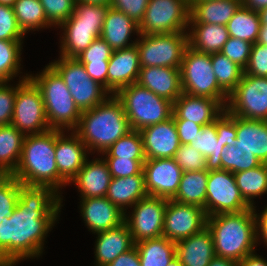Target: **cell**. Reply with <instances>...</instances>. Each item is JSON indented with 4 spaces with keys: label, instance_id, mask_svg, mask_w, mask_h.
Instances as JSON below:
<instances>
[{
    "label": "cell",
    "instance_id": "cell-1",
    "mask_svg": "<svg viewBox=\"0 0 267 266\" xmlns=\"http://www.w3.org/2000/svg\"><path fill=\"white\" fill-rule=\"evenodd\" d=\"M61 200L51 187L20 183L17 206L0 225V260L18 263L40 256L45 236L59 217Z\"/></svg>",
    "mask_w": 267,
    "mask_h": 266
},
{
    "label": "cell",
    "instance_id": "cell-2",
    "mask_svg": "<svg viewBox=\"0 0 267 266\" xmlns=\"http://www.w3.org/2000/svg\"><path fill=\"white\" fill-rule=\"evenodd\" d=\"M90 153H103L131 131L121 101L110 95L92 109L81 112L77 127L73 130Z\"/></svg>",
    "mask_w": 267,
    "mask_h": 266
},
{
    "label": "cell",
    "instance_id": "cell-3",
    "mask_svg": "<svg viewBox=\"0 0 267 266\" xmlns=\"http://www.w3.org/2000/svg\"><path fill=\"white\" fill-rule=\"evenodd\" d=\"M56 129L26 135L19 164L12 174L21 184L47 186L57 193L60 174L55 161Z\"/></svg>",
    "mask_w": 267,
    "mask_h": 266
},
{
    "label": "cell",
    "instance_id": "cell-4",
    "mask_svg": "<svg viewBox=\"0 0 267 266\" xmlns=\"http://www.w3.org/2000/svg\"><path fill=\"white\" fill-rule=\"evenodd\" d=\"M206 227L211 232L216 256L239 262L255 253L256 223L252 208L208 216Z\"/></svg>",
    "mask_w": 267,
    "mask_h": 266
},
{
    "label": "cell",
    "instance_id": "cell-5",
    "mask_svg": "<svg viewBox=\"0 0 267 266\" xmlns=\"http://www.w3.org/2000/svg\"><path fill=\"white\" fill-rule=\"evenodd\" d=\"M29 78L41 91L50 129L74 130L81 111L59 73L49 64L41 73L35 76L29 74Z\"/></svg>",
    "mask_w": 267,
    "mask_h": 266
},
{
    "label": "cell",
    "instance_id": "cell-6",
    "mask_svg": "<svg viewBox=\"0 0 267 266\" xmlns=\"http://www.w3.org/2000/svg\"><path fill=\"white\" fill-rule=\"evenodd\" d=\"M109 7L76 1L73 14L60 25L64 30L60 56L76 58L100 37Z\"/></svg>",
    "mask_w": 267,
    "mask_h": 266
},
{
    "label": "cell",
    "instance_id": "cell-7",
    "mask_svg": "<svg viewBox=\"0 0 267 266\" xmlns=\"http://www.w3.org/2000/svg\"><path fill=\"white\" fill-rule=\"evenodd\" d=\"M115 96L123 105L131 130L140 131L153 124L165 122L173 115V102L138 83L123 87Z\"/></svg>",
    "mask_w": 267,
    "mask_h": 266
},
{
    "label": "cell",
    "instance_id": "cell-8",
    "mask_svg": "<svg viewBox=\"0 0 267 266\" xmlns=\"http://www.w3.org/2000/svg\"><path fill=\"white\" fill-rule=\"evenodd\" d=\"M180 72L184 93L213 98L224 107L226 106L228 95L216 80L210 54L199 52L188 45L183 55Z\"/></svg>",
    "mask_w": 267,
    "mask_h": 266
},
{
    "label": "cell",
    "instance_id": "cell-9",
    "mask_svg": "<svg viewBox=\"0 0 267 266\" xmlns=\"http://www.w3.org/2000/svg\"><path fill=\"white\" fill-rule=\"evenodd\" d=\"M49 64L62 77L81 112L92 109L110 96L111 93L104 86L91 79L77 58L60 56V59Z\"/></svg>",
    "mask_w": 267,
    "mask_h": 266
},
{
    "label": "cell",
    "instance_id": "cell-10",
    "mask_svg": "<svg viewBox=\"0 0 267 266\" xmlns=\"http://www.w3.org/2000/svg\"><path fill=\"white\" fill-rule=\"evenodd\" d=\"M135 45L141 67L160 66L180 69L188 46V33L186 31L140 35Z\"/></svg>",
    "mask_w": 267,
    "mask_h": 266
},
{
    "label": "cell",
    "instance_id": "cell-11",
    "mask_svg": "<svg viewBox=\"0 0 267 266\" xmlns=\"http://www.w3.org/2000/svg\"><path fill=\"white\" fill-rule=\"evenodd\" d=\"M11 124L25 136L50 130L41 91L28 74L19 79Z\"/></svg>",
    "mask_w": 267,
    "mask_h": 266
},
{
    "label": "cell",
    "instance_id": "cell-12",
    "mask_svg": "<svg viewBox=\"0 0 267 266\" xmlns=\"http://www.w3.org/2000/svg\"><path fill=\"white\" fill-rule=\"evenodd\" d=\"M190 0H149L139 24V35L185 32L190 21Z\"/></svg>",
    "mask_w": 267,
    "mask_h": 266
},
{
    "label": "cell",
    "instance_id": "cell-13",
    "mask_svg": "<svg viewBox=\"0 0 267 266\" xmlns=\"http://www.w3.org/2000/svg\"><path fill=\"white\" fill-rule=\"evenodd\" d=\"M227 103L225 111L231 115L267 121V77L244 73Z\"/></svg>",
    "mask_w": 267,
    "mask_h": 266
},
{
    "label": "cell",
    "instance_id": "cell-14",
    "mask_svg": "<svg viewBox=\"0 0 267 266\" xmlns=\"http://www.w3.org/2000/svg\"><path fill=\"white\" fill-rule=\"evenodd\" d=\"M252 208L242 197L234 173L211 170L206 188V215L238 213Z\"/></svg>",
    "mask_w": 267,
    "mask_h": 266
},
{
    "label": "cell",
    "instance_id": "cell-15",
    "mask_svg": "<svg viewBox=\"0 0 267 266\" xmlns=\"http://www.w3.org/2000/svg\"><path fill=\"white\" fill-rule=\"evenodd\" d=\"M167 200L164 197L147 196L133 205L132 215L125 214L124 222L135 243L162 237Z\"/></svg>",
    "mask_w": 267,
    "mask_h": 266
},
{
    "label": "cell",
    "instance_id": "cell-16",
    "mask_svg": "<svg viewBox=\"0 0 267 266\" xmlns=\"http://www.w3.org/2000/svg\"><path fill=\"white\" fill-rule=\"evenodd\" d=\"M207 224L205 210L196 205L167 200L162 236L177 243L201 232Z\"/></svg>",
    "mask_w": 267,
    "mask_h": 266
},
{
    "label": "cell",
    "instance_id": "cell-17",
    "mask_svg": "<svg viewBox=\"0 0 267 266\" xmlns=\"http://www.w3.org/2000/svg\"><path fill=\"white\" fill-rule=\"evenodd\" d=\"M145 190L148 196L172 199L183 171L173 158L146 159L143 164Z\"/></svg>",
    "mask_w": 267,
    "mask_h": 266
},
{
    "label": "cell",
    "instance_id": "cell-18",
    "mask_svg": "<svg viewBox=\"0 0 267 266\" xmlns=\"http://www.w3.org/2000/svg\"><path fill=\"white\" fill-rule=\"evenodd\" d=\"M56 129L55 161L60 174V188L69 185L87 160L89 151L78 135L72 130L69 136ZM69 183V184H68Z\"/></svg>",
    "mask_w": 267,
    "mask_h": 266
},
{
    "label": "cell",
    "instance_id": "cell-19",
    "mask_svg": "<svg viewBox=\"0 0 267 266\" xmlns=\"http://www.w3.org/2000/svg\"><path fill=\"white\" fill-rule=\"evenodd\" d=\"M146 159L173 158L181 145L174 118L140 130Z\"/></svg>",
    "mask_w": 267,
    "mask_h": 266
},
{
    "label": "cell",
    "instance_id": "cell-20",
    "mask_svg": "<svg viewBox=\"0 0 267 266\" xmlns=\"http://www.w3.org/2000/svg\"><path fill=\"white\" fill-rule=\"evenodd\" d=\"M140 69L136 45L114 50L109 59L107 90L115 95L123 87L137 83Z\"/></svg>",
    "mask_w": 267,
    "mask_h": 266
},
{
    "label": "cell",
    "instance_id": "cell-21",
    "mask_svg": "<svg viewBox=\"0 0 267 266\" xmlns=\"http://www.w3.org/2000/svg\"><path fill=\"white\" fill-rule=\"evenodd\" d=\"M225 107L216 99L182 93L173 102L174 120H189L201 126L213 123Z\"/></svg>",
    "mask_w": 267,
    "mask_h": 266
},
{
    "label": "cell",
    "instance_id": "cell-22",
    "mask_svg": "<svg viewBox=\"0 0 267 266\" xmlns=\"http://www.w3.org/2000/svg\"><path fill=\"white\" fill-rule=\"evenodd\" d=\"M81 215L93 233L107 231L124 223L125 213L105 196L81 199Z\"/></svg>",
    "mask_w": 267,
    "mask_h": 266
},
{
    "label": "cell",
    "instance_id": "cell-23",
    "mask_svg": "<svg viewBox=\"0 0 267 266\" xmlns=\"http://www.w3.org/2000/svg\"><path fill=\"white\" fill-rule=\"evenodd\" d=\"M137 83L171 102L183 93L180 69L160 66L141 67Z\"/></svg>",
    "mask_w": 267,
    "mask_h": 266
},
{
    "label": "cell",
    "instance_id": "cell-24",
    "mask_svg": "<svg viewBox=\"0 0 267 266\" xmlns=\"http://www.w3.org/2000/svg\"><path fill=\"white\" fill-rule=\"evenodd\" d=\"M112 180L107 162L102 158L86 160L77 176L71 181L76 184L82 199L106 196Z\"/></svg>",
    "mask_w": 267,
    "mask_h": 266
},
{
    "label": "cell",
    "instance_id": "cell-25",
    "mask_svg": "<svg viewBox=\"0 0 267 266\" xmlns=\"http://www.w3.org/2000/svg\"><path fill=\"white\" fill-rule=\"evenodd\" d=\"M96 234L98 236L94 249L96 266H107L119 255L135 246L125 222L118 227Z\"/></svg>",
    "mask_w": 267,
    "mask_h": 266
},
{
    "label": "cell",
    "instance_id": "cell-26",
    "mask_svg": "<svg viewBox=\"0 0 267 266\" xmlns=\"http://www.w3.org/2000/svg\"><path fill=\"white\" fill-rule=\"evenodd\" d=\"M236 146L238 150L250 151L267 164V121L236 116Z\"/></svg>",
    "mask_w": 267,
    "mask_h": 266
},
{
    "label": "cell",
    "instance_id": "cell-27",
    "mask_svg": "<svg viewBox=\"0 0 267 266\" xmlns=\"http://www.w3.org/2000/svg\"><path fill=\"white\" fill-rule=\"evenodd\" d=\"M175 245L176 257L183 266H208L215 256L213 239L207 227Z\"/></svg>",
    "mask_w": 267,
    "mask_h": 266
},
{
    "label": "cell",
    "instance_id": "cell-28",
    "mask_svg": "<svg viewBox=\"0 0 267 266\" xmlns=\"http://www.w3.org/2000/svg\"><path fill=\"white\" fill-rule=\"evenodd\" d=\"M133 32L139 36V24L129 18L125 13L109 7L100 37L111 49L114 51L135 45L136 40L135 42L132 41L133 43H128Z\"/></svg>",
    "mask_w": 267,
    "mask_h": 266
},
{
    "label": "cell",
    "instance_id": "cell-29",
    "mask_svg": "<svg viewBox=\"0 0 267 266\" xmlns=\"http://www.w3.org/2000/svg\"><path fill=\"white\" fill-rule=\"evenodd\" d=\"M147 196L142 170L137 175L124 178L112 177L105 197L126 214V208H132L139 200Z\"/></svg>",
    "mask_w": 267,
    "mask_h": 266
},
{
    "label": "cell",
    "instance_id": "cell-30",
    "mask_svg": "<svg viewBox=\"0 0 267 266\" xmlns=\"http://www.w3.org/2000/svg\"><path fill=\"white\" fill-rule=\"evenodd\" d=\"M189 23L227 25L242 5V0L190 1Z\"/></svg>",
    "mask_w": 267,
    "mask_h": 266
},
{
    "label": "cell",
    "instance_id": "cell-31",
    "mask_svg": "<svg viewBox=\"0 0 267 266\" xmlns=\"http://www.w3.org/2000/svg\"><path fill=\"white\" fill-rule=\"evenodd\" d=\"M188 45L207 54L218 53L228 41L229 33L226 25L189 23Z\"/></svg>",
    "mask_w": 267,
    "mask_h": 266
},
{
    "label": "cell",
    "instance_id": "cell-32",
    "mask_svg": "<svg viewBox=\"0 0 267 266\" xmlns=\"http://www.w3.org/2000/svg\"><path fill=\"white\" fill-rule=\"evenodd\" d=\"M25 135L12 124L0 126V172L12 175L21 158Z\"/></svg>",
    "mask_w": 267,
    "mask_h": 266
},
{
    "label": "cell",
    "instance_id": "cell-33",
    "mask_svg": "<svg viewBox=\"0 0 267 266\" xmlns=\"http://www.w3.org/2000/svg\"><path fill=\"white\" fill-rule=\"evenodd\" d=\"M209 171H187L183 172L179 189L172 198L180 203L196 205L205 210L206 213V188Z\"/></svg>",
    "mask_w": 267,
    "mask_h": 266
},
{
    "label": "cell",
    "instance_id": "cell-34",
    "mask_svg": "<svg viewBox=\"0 0 267 266\" xmlns=\"http://www.w3.org/2000/svg\"><path fill=\"white\" fill-rule=\"evenodd\" d=\"M141 266H167L176 257V245L166 237L135 243Z\"/></svg>",
    "mask_w": 267,
    "mask_h": 266
},
{
    "label": "cell",
    "instance_id": "cell-35",
    "mask_svg": "<svg viewBox=\"0 0 267 266\" xmlns=\"http://www.w3.org/2000/svg\"><path fill=\"white\" fill-rule=\"evenodd\" d=\"M189 145L206 158V170H221V153L223 143L217 139L215 121L202 127L199 135Z\"/></svg>",
    "mask_w": 267,
    "mask_h": 266
},
{
    "label": "cell",
    "instance_id": "cell-36",
    "mask_svg": "<svg viewBox=\"0 0 267 266\" xmlns=\"http://www.w3.org/2000/svg\"><path fill=\"white\" fill-rule=\"evenodd\" d=\"M226 26L229 37L254 44L257 42L261 28L258 11L247 9L241 5Z\"/></svg>",
    "mask_w": 267,
    "mask_h": 266
},
{
    "label": "cell",
    "instance_id": "cell-37",
    "mask_svg": "<svg viewBox=\"0 0 267 266\" xmlns=\"http://www.w3.org/2000/svg\"><path fill=\"white\" fill-rule=\"evenodd\" d=\"M237 187L243 199L252 207L253 198L267 193V164L234 173Z\"/></svg>",
    "mask_w": 267,
    "mask_h": 266
},
{
    "label": "cell",
    "instance_id": "cell-38",
    "mask_svg": "<svg viewBox=\"0 0 267 266\" xmlns=\"http://www.w3.org/2000/svg\"><path fill=\"white\" fill-rule=\"evenodd\" d=\"M13 9L18 25L25 34L33 29L35 31V29L52 26L47 21L39 0H17Z\"/></svg>",
    "mask_w": 267,
    "mask_h": 266
},
{
    "label": "cell",
    "instance_id": "cell-39",
    "mask_svg": "<svg viewBox=\"0 0 267 266\" xmlns=\"http://www.w3.org/2000/svg\"><path fill=\"white\" fill-rule=\"evenodd\" d=\"M211 64L220 88L229 95L242 79L244 69L221 52L210 54Z\"/></svg>",
    "mask_w": 267,
    "mask_h": 266
},
{
    "label": "cell",
    "instance_id": "cell-40",
    "mask_svg": "<svg viewBox=\"0 0 267 266\" xmlns=\"http://www.w3.org/2000/svg\"><path fill=\"white\" fill-rule=\"evenodd\" d=\"M102 154H106L105 158L146 160L140 131L131 130L112 144L109 149Z\"/></svg>",
    "mask_w": 267,
    "mask_h": 266
},
{
    "label": "cell",
    "instance_id": "cell-41",
    "mask_svg": "<svg viewBox=\"0 0 267 266\" xmlns=\"http://www.w3.org/2000/svg\"><path fill=\"white\" fill-rule=\"evenodd\" d=\"M22 41L0 40V78L10 82L20 72Z\"/></svg>",
    "mask_w": 267,
    "mask_h": 266
},
{
    "label": "cell",
    "instance_id": "cell-42",
    "mask_svg": "<svg viewBox=\"0 0 267 266\" xmlns=\"http://www.w3.org/2000/svg\"><path fill=\"white\" fill-rule=\"evenodd\" d=\"M261 164L250 151L238 150L232 145H225L222 149L221 170L237 173L258 167Z\"/></svg>",
    "mask_w": 267,
    "mask_h": 266
},
{
    "label": "cell",
    "instance_id": "cell-43",
    "mask_svg": "<svg viewBox=\"0 0 267 266\" xmlns=\"http://www.w3.org/2000/svg\"><path fill=\"white\" fill-rule=\"evenodd\" d=\"M20 182L12 175H5L0 180V225L4 217H9L17 206Z\"/></svg>",
    "mask_w": 267,
    "mask_h": 266
},
{
    "label": "cell",
    "instance_id": "cell-44",
    "mask_svg": "<svg viewBox=\"0 0 267 266\" xmlns=\"http://www.w3.org/2000/svg\"><path fill=\"white\" fill-rule=\"evenodd\" d=\"M47 21L52 26H60L75 10L76 0H39Z\"/></svg>",
    "mask_w": 267,
    "mask_h": 266
},
{
    "label": "cell",
    "instance_id": "cell-45",
    "mask_svg": "<svg viewBox=\"0 0 267 266\" xmlns=\"http://www.w3.org/2000/svg\"><path fill=\"white\" fill-rule=\"evenodd\" d=\"M173 159L183 172L206 170V158L189 144H181Z\"/></svg>",
    "mask_w": 267,
    "mask_h": 266
},
{
    "label": "cell",
    "instance_id": "cell-46",
    "mask_svg": "<svg viewBox=\"0 0 267 266\" xmlns=\"http://www.w3.org/2000/svg\"><path fill=\"white\" fill-rule=\"evenodd\" d=\"M25 35L18 25L13 7L0 4V40L22 41Z\"/></svg>",
    "mask_w": 267,
    "mask_h": 266
},
{
    "label": "cell",
    "instance_id": "cell-47",
    "mask_svg": "<svg viewBox=\"0 0 267 266\" xmlns=\"http://www.w3.org/2000/svg\"><path fill=\"white\" fill-rule=\"evenodd\" d=\"M252 43L229 37L228 41L223 45L221 53L228 57L232 62L245 69L248 65Z\"/></svg>",
    "mask_w": 267,
    "mask_h": 266
},
{
    "label": "cell",
    "instance_id": "cell-48",
    "mask_svg": "<svg viewBox=\"0 0 267 266\" xmlns=\"http://www.w3.org/2000/svg\"><path fill=\"white\" fill-rule=\"evenodd\" d=\"M107 162L110 174L114 178H124L137 175L143 170L145 160H132L125 158H104Z\"/></svg>",
    "mask_w": 267,
    "mask_h": 266
},
{
    "label": "cell",
    "instance_id": "cell-49",
    "mask_svg": "<svg viewBox=\"0 0 267 266\" xmlns=\"http://www.w3.org/2000/svg\"><path fill=\"white\" fill-rule=\"evenodd\" d=\"M215 127L217 139L223 143V146H236V116L224 111L216 120Z\"/></svg>",
    "mask_w": 267,
    "mask_h": 266
},
{
    "label": "cell",
    "instance_id": "cell-50",
    "mask_svg": "<svg viewBox=\"0 0 267 266\" xmlns=\"http://www.w3.org/2000/svg\"><path fill=\"white\" fill-rule=\"evenodd\" d=\"M112 52L111 47L98 37L76 58L81 63L109 62Z\"/></svg>",
    "mask_w": 267,
    "mask_h": 266
},
{
    "label": "cell",
    "instance_id": "cell-51",
    "mask_svg": "<svg viewBox=\"0 0 267 266\" xmlns=\"http://www.w3.org/2000/svg\"><path fill=\"white\" fill-rule=\"evenodd\" d=\"M244 73L248 75L267 77V46L254 43Z\"/></svg>",
    "mask_w": 267,
    "mask_h": 266
},
{
    "label": "cell",
    "instance_id": "cell-52",
    "mask_svg": "<svg viewBox=\"0 0 267 266\" xmlns=\"http://www.w3.org/2000/svg\"><path fill=\"white\" fill-rule=\"evenodd\" d=\"M17 85L12 87L5 82L0 87V126L11 124Z\"/></svg>",
    "mask_w": 267,
    "mask_h": 266
},
{
    "label": "cell",
    "instance_id": "cell-53",
    "mask_svg": "<svg viewBox=\"0 0 267 266\" xmlns=\"http://www.w3.org/2000/svg\"><path fill=\"white\" fill-rule=\"evenodd\" d=\"M149 0H110L109 6L125 13L140 24L144 17Z\"/></svg>",
    "mask_w": 267,
    "mask_h": 266
},
{
    "label": "cell",
    "instance_id": "cell-54",
    "mask_svg": "<svg viewBox=\"0 0 267 266\" xmlns=\"http://www.w3.org/2000/svg\"><path fill=\"white\" fill-rule=\"evenodd\" d=\"M181 144H189L202 130L201 125L189 120H174Z\"/></svg>",
    "mask_w": 267,
    "mask_h": 266
},
{
    "label": "cell",
    "instance_id": "cell-55",
    "mask_svg": "<svg viewBox=\"0 0 267 266\" xmlns=\"http://www.w3.org/2000/svg\"><path fill=\"white\" fill-rule=\"evenodd\" d=\"M87 74L94 81L98 82L107 89V74L109 62L82 63Z\"/></svg>",
    "mask_w": 267,
    "mask_h": 266
},
{
    "label": "cell",
    "instance_id": "cell-56",
    "mask_svg": "<svg viewBox=\"0 0 267 266\" xmlns=\"http://www.w3.org/2000/svg\"><path fill=\"white\" fill-rule=\"evenodd\" d=\"M107 266H141L138 249H132L122 253Z\"/></svg>",
    "mask_w": 267,
    "mask_h": 266
},
{
    "label": "cell",
    "instance_id": "cell-57",
    "mask_svg": "<svg viewBox=\"0 0 267 266\" xmlns=\"http://www.w3.org/2000/svg\"><path fill=\"white\" fill-rule=\"evenodd\" d=\"M255 208H256L255 206H252L254 217H255V223H256V242L257 244H259L258 243L259 237H260L259 235H261V237L263 238L267 246V206L265 207L261 215H258L256 213Z\"/></svg>",
    "mask_w": 267,
    "mask_h": 266
},
{
    "label": "cell",
    "instance_id": "cell-58",
    "mask_svg": "<svg viewBox=\"0 0 267 266\" xmlns=\"http://www.w3.org/2000/svg\"><path fill=\"white\" fill-rule=\"evenodd\" d=\"M238 266H267V260L252 253L239 261Z\"/></svg>",
    "mask_w": 267,
    "mask_h": 266
},
{
    "label": "cell",
    "instance_id": "cell-59",
    "mask_svg": "<svg viewBox=\"0 0 267 266\" xmlns=\"http://www.w3.org/2000/svg\"><path fill=\"white\" fill-rule=\"evenodd\" d=\"M242 5L247 9L259 11L267 7V0H242Z\"/></svg>",
    "mask_w": 267,
    "mask_h": 266
},
{
    "label": "cell",
    "instance_id": "cell-60",
    "mask_svg": "<svg viewBox=\"0 0 267 266\" xmlns=\"http://www.w3.org/2000/svg\"><path fill=\"white\" fill-rule=\"evenodd\" d=\"M208 266H238V262L233 259L214 256Z\"/></svg>",
    "mask_w": 267,
    "mask_h": 266
},
{
    "label": "cell",
    "instance_id": "cell-61",
    "mask_svg": "<svg viewBox=\"0 0 267 266\" xmlns=\"http://www.w3.org/2000/svg\"><path fill=\"white\" fill-rule=\"evenodd\" d=\"M256 43L267 46V27L260 28L259 36Z\"/></svg>",
    "mask_w": 267,
    "mask_h": 266
},
{
    "label": "cell",
    "instance_id": "cell-62",
    "mask_svg": "<svg viewBox=\"0 0 267 266\" xmlns=\"http://www.w3.org/2000/svg\"><path fill=\"white\" fill-rule=\"evenodd\" d=\"M261 27H267V7L258 11Z\"/></svg>",
    "mask_w": 267,
    "mask_h": 266
},
{
    "label": "cell",
    "instance_id": "cell-63",
    "mask_svg": "<svg viewBox=\"0 0 267 266\" xmlns=\"http://www.w3.org/2000/svg\"><path fill=\"white\" fill-rule=\"evenodd\" d=\"M84 3H92V4H102V5H109L110 0H76Z\"/></svg>",
    "mask_w": 267,
    "mask_h": 266
},
{
    "label": "cell",
    "instance_id": "cell-64",
    "mask_svg": "<svg viewBox=\"0 0 267 266\" xmlns=\"http://www.w3.org/2000/svg\"><path fill=\"white\" fill-rule=\"evenodd\" d=\"M167 266H183L177 257H174Z\"/></svg>",
    "mask_w": 267,
    "mask_h": 266
},
{
    "label": "cell",
    "instance_id": "cell-65",
    "mask_svg": "<svg viewBox=\"0 0 267 266\" xmlns=\"http://www.w3.org/2000/svg\"><path fill=\"white\" fill-rule=\"evenodd\" d=\"M17 0H0V4L13 7Z\"/></svg>",
    "mask_w": 267,
    "mask_h": 266
},
{
    "label": "cell",
    "instance_id": "cell-66",
    "mask_svg": "<svg viewBox=\"0 0 267 266\" xmlns=\"http://www.w3.org/2000/svg\"><path fill=\"white\" fill-rule=\"evenodd\" d=\"M17 262L0 260V266H14Z\"/></svg>",
    "mask_w": 267,
    "mask_h": 266
},
{
    "label": "cell",
    "instance_id": "cell-67",
    "mask_svg": "<svg viewBox=\"0 0 267 266\" xmlns=\"http://www.w3.org/2000/svg\"><path fill=\"white\" fill-rule=\"evenodd\" d=\"M4 83H5V81H4L2 78H0V87H1Z\"/></svg>",
    "mask_w": 267,
    "mask_h": 266
},
{
    "label": "cell",
    "instance_id": "cell-68",
    "mask_svg": "<svg viewBox=\"0 0 267 266\" xmlns=\"http://www.w3.org/2000/svg\"><path fill=\"white\" fill-rule=\"evenodd\" d=\"M5 176L4 173L0 172V180Z\"/></svg>",
    "mask_w": 267,
    "mask_h": 266
}]
</instances>
